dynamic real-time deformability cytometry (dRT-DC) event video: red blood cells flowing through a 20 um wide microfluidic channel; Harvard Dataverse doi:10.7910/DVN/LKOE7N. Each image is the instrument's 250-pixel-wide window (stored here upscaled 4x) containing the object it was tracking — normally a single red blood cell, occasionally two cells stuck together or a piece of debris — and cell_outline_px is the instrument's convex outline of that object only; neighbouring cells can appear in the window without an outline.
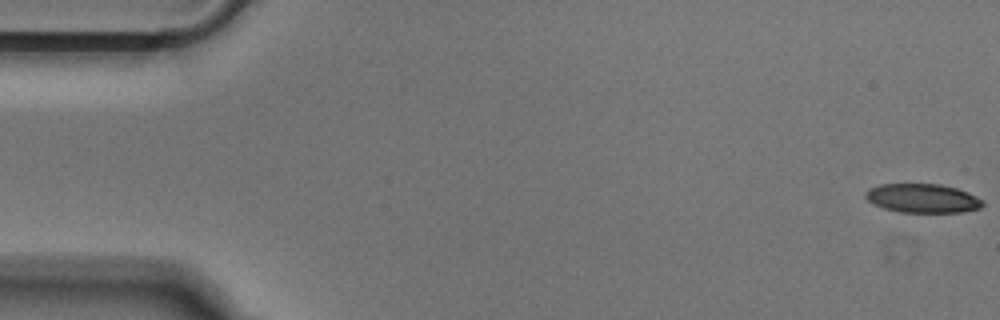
{"species": "Egyptian fruit bat (a non-hibernating species)", "species_latin": "Rousettus aegyptiacus", "temperature_condition": "cold", "stored_images_in_passage": 10, "camera_frame_rate_fps": 3000, "um_per_image_px": 0.085, "animal": {"sex": "male"}, "frame": {"image": 1, "passage_image": 1, "time_ms": 0.0, "image_size_px": [1000, 320], "cell_outline_px": [[984, 204], [980, 208], [960, 212], [900, 212], [884, 208], [872, 204], [864, 196], [864, 192], [868, 188], [880, 184], [940, 184], [956, 188], [968, 192], [984, 200]], "centroid_in_image_um": [78.4, 16.85], "position_along_channel_um": 6.6, "area_um2": 19.88}}